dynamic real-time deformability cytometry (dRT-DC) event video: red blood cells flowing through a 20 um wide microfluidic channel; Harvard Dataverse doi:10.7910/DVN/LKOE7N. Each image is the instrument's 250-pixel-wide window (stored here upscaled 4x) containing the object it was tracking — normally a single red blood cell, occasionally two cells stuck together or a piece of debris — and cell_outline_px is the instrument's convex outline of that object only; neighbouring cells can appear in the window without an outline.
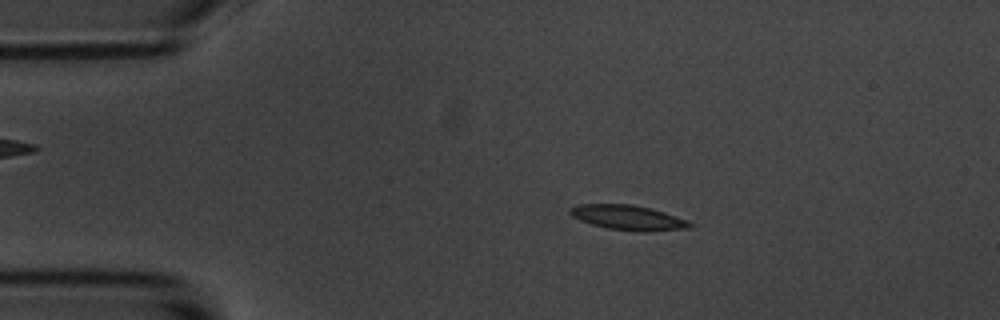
{"species": "common noctule bat (a hibernating species)", "species_latin": "Nyctalus noctula", "temperature_condition": "room temperature", "stored_images_in_passage": 55, "camera_frame_rate_fps": 3000, "um_per_image_px": 0.085, "animal": {"sex": "male", "body_mass_g": 20.1, "forearm_length_mm": 53.5}, "frame": {"image": 1, "passage_image": 10, "time_ms": 3.0, "image_size_px": [1000, 320], "cell_outline_px": [[696, 224], [692, 228], [648, 232], [640, 232], [608, 228], [592, 224], [580, 220], [572, 216], [568, 212], [572, 208], [580, 204], [632, 204], [652, 208], [688, 220]], "centroid_in_image_um": [53.48, 18.5], "position_along_channel_um": 31.5, "area_um2": 17.51}}
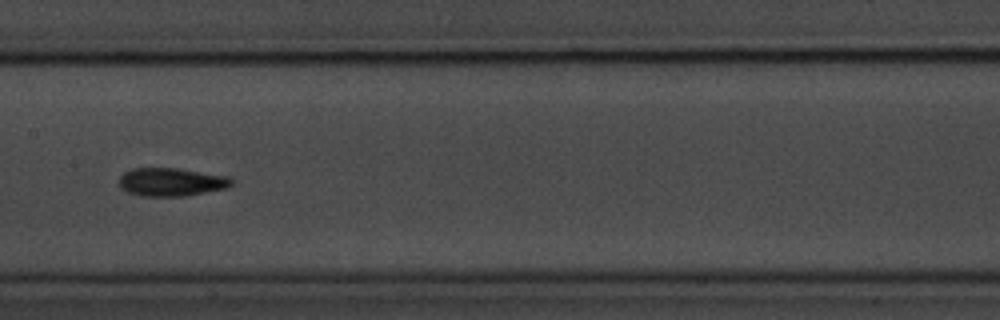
{"frame": {"image": 2, "passage_image": 27, "time_ms": 8.667, "image_size_px": [1000, 320], "cell_outline_px": [[232, 184], [228, 188], [184, 196], [140, 196], [128, 192], [120, 188], [120, 176], [124, 172], [132, 168], [180, 168], [228, 176], [232, 180]], "centroid_in_image_um": [14.56, 15.46], "position_along_channel_um": 192.8, "area_um2": 18.61}}
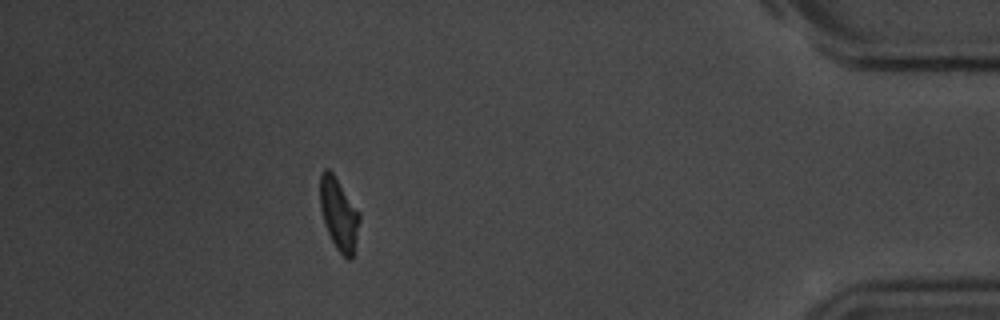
{"frame": {"image": 3, "passage_image": 49, "time_ms": 16.0, "image_size_px": [1000, 320], "cell_outline_px": [[360, 220], [352, 260], [348, 260], [336, 248], [324, 224], [320, 208], [320, 172], [324, 168], [328, 168], [332, 172], [360, 212]], "centroid_in_image_um": [28.79, 18.18], "position_along_channel_um": 406.4, "area_um2": 16.59}, "authors_computed_cell_mechanics": {"area_um2": 16.9354, "velocity_mm_per_s": 3.6086, "shape_relaxation_time_tau1_ms": 3.1505, "shape_relaxation_time_tau2_ms": 3.3009, "deformation_change_tau1": 0.1512, "deformation_change_tau2": 0.1164}}